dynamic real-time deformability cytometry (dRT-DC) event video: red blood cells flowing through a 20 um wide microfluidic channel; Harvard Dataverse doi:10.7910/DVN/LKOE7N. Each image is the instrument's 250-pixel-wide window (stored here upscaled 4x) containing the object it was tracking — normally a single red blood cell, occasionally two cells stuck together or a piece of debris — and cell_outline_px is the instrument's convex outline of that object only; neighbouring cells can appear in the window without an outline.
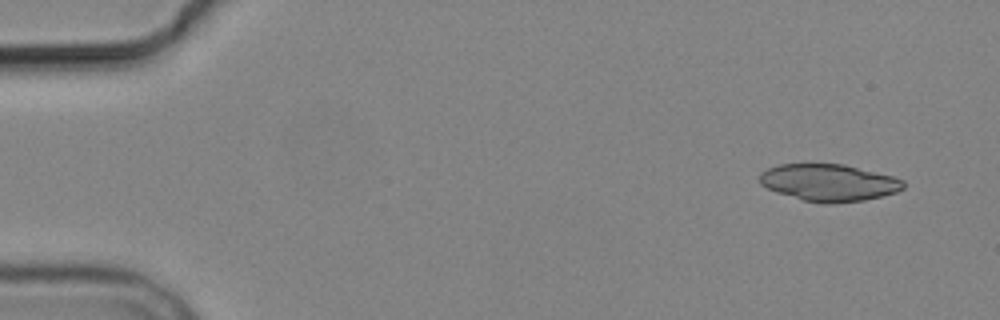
{"species": "common noctule bat (a hibernating species)", "species_latin": "Nyctalus noctula", "temperature_condition": "cold", "stored_images_in_passage": 5, "camera_frame_rate_fps": 3000, "um_per_image_px": 0.085, "animal": {"sex": "male", "body_mass_g": 19.2, "forearm_length_mm": 51.8}, "frame": {"image": 1, "passage_image": 1, "time_ms": 0.0, "image_size_px": [1000, 320], "cell_outline_px": [[904, 188], [896, 192], [864, 200], [832, 204], [820, 204], [804, 200], [776, 192], [760, 184], [760, 172], [768, 168], [780, 164], [844, 164], [892, 176], [904, 180]], "centroid_in_image_um": [70.45, 15.53], "position_along_channel_um": 14.6, "area_um2": 30.98}}